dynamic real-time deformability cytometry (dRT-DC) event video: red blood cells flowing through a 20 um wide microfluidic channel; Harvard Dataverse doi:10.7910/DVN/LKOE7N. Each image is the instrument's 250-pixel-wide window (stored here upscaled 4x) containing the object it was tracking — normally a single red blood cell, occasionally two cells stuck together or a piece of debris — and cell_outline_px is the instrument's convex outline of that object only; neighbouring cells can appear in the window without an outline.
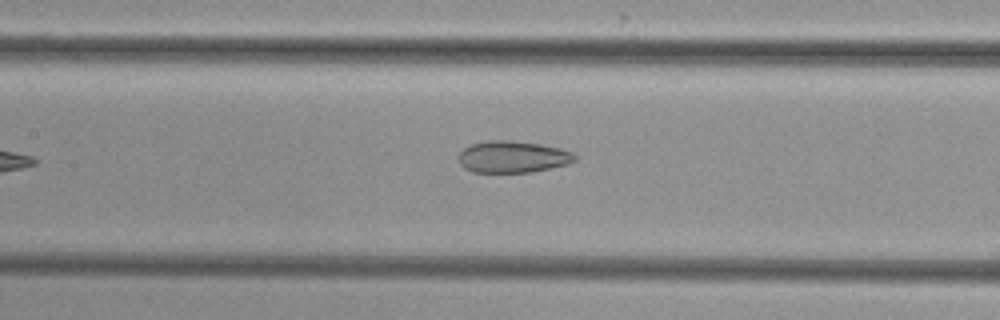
{"species": "common noctule bat (a hibernating species)", "species_latin": "Nyctalus noctula", "temperature_condition": "cold", "stored_images_in_passage": 7, "camera_frame_rate_fps": 3000, "um_per_image_px": 0.085, "animal": {"sex": "female", "body_mass_g": 29.2, "forearm_length_mm": 56.3}, "frame": {"image": 1, "passage_image": 7, "time_ms": 8.0, "image_size_px": [1000, 320], "cell_outline_px": [[576, 160], [568, 164], [552, 168], [532, 172], [472, 172], [464, 168], [460, 164], [460, 152], [464, 148], [472, 144], [488, 140], [512, 140], [540, 144], [560, 148], [572, 152], [576, 156]], "centroid_in_image_um": [43.6, 13.33], "position_along_channel_um": 163.8, "area_um2": 21.56}}